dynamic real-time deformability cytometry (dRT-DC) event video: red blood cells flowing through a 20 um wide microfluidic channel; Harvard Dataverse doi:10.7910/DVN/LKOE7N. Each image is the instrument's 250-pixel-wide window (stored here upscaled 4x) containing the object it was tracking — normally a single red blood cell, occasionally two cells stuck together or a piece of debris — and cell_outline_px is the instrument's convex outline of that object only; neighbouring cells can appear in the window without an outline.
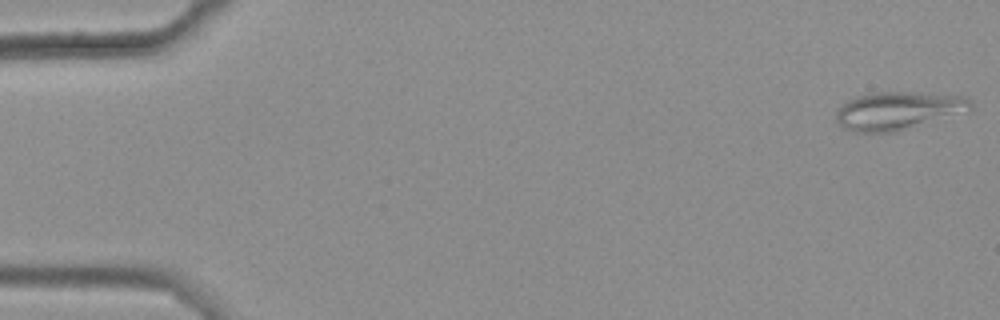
{"species": "common noctule bat (a hibernating species)", "species_latin": "Nyctalus noctula", "temperature_condition": "warm", "stored_images_in_passage": 49, "camera_frame_rate_fps": 3000, "um_per_image_px": 0.085, "animal": {"sex": "female", "body_mass_g": 25.1}, "frame": {"image": 1, "passage_image": 1, "time_ms": 0.0, "image_size_px": [1000, 320], "cell_outline_px": [[972, 112], [896, 132], [852, 132], [844, 128], [836, 120], [836, 108], [840, 104], [856, 96], [872, 92], [912, 92], [968, 96], [972, 100]], "centroid_in_image_um": [76.41, 9.41], "position_along_channel_um": 8.6, "area_um2": 30.69}}
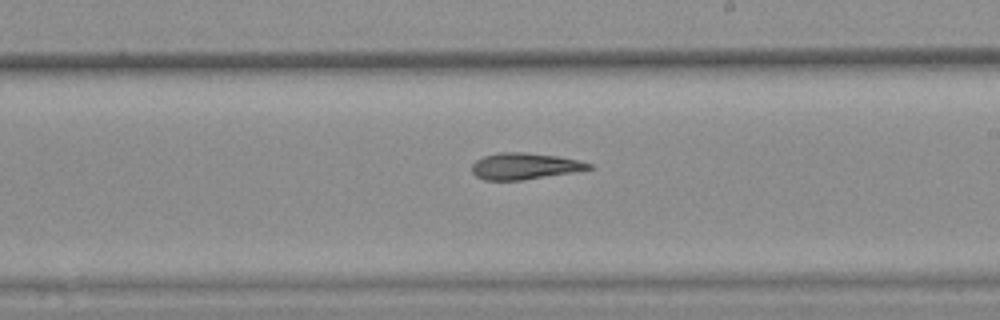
{"frame": {"image": 2, "passage_image": 32, "time_ms": 10.333, "image_size_px": [1000, 320], "cell_outline_px": [[592, 168], [572, 172], [524, 180], [484, 180], [476, 176], [472, 172], [472, 164], [476, 160], [484, 156], [500, 152], [524, 152], [556, 156], [576, 160], [592, 164]], "centroid_in_image_um": [44.54, 14.12], "position_along_channel_um": 244.5, "area_um2": 17.8}}
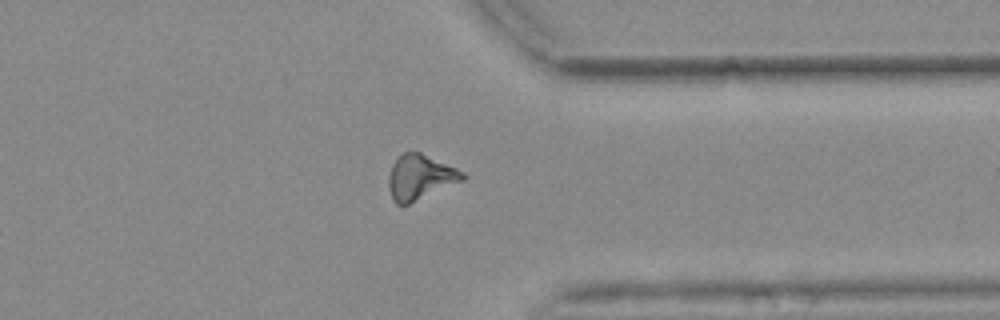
{"frame": {"image": 3, "passage_image": 43, "time_ms": 14.0, "image_size_px": [1000, 320], "cell_outline_px": [[468, 176], [464, 180], [408, 204], [396, 204], [392, 200], [388, 188], [388, 176], [392, 164], [404, 152], [420, 152], [456, 168], [464, 172]], "centroid_in_image_um": [35.7, 15.07], "position_along_channel_um": 375.7, "area_um2": 19.31}, "authors_computed_cell_mechanics": {"area_um2": 18.9584, "velocity_mm_per_s": 3.6784, "shape_relaxation_time_tau1_ms": null, "shape_relaxation_time_tau2_ms": 11.2011, "deformation_change_tau1": null, "deformation_change_tau2": 0.2538}}